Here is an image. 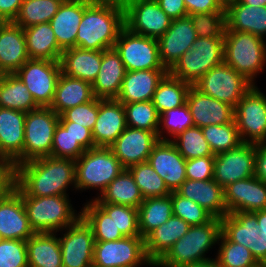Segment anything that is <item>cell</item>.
Listing matches in <instances>:
<instances>
[{
    "label": "cell",
    "instance_id": "1",
    "mask_svg": "<svg viewBox=\"0 0 266 267\" xmlns=\"http://www.w3.org/2000/svg\"><path fill=\"white\" fill-rule=\"evenodd\" d=\"M16 185L34 197L68 195L69 185L75 188V160L52 156L33 159L15 167Z\"/></svg>",
    "mask_w": 266,
    "mask_h": 267
},
{
    "label": "cell",
    "instance_id": "2",
    "mask_svg": "<svg viewBox=\"0 0 266 267\" xmlns=\"http://www.w3.org/2000/svg\"><path fill=\"white\" fill-rule=\"evenodd\" d=\"M124 27L122 0H93L84 10L76 47L98 51L114 48Z\"/></svg>",
    "mask_w": 266,
    "mask_h": 267
},
{
    "label": "cell",
    "instance_id": "3",
    "mask_svg": "<svg viewBox=\"0 0 266 267\" xmlns=\"http://www.w3.org/2000/svg\"><path fill=\"white\" fill-rule=\"evenodd\" d=\"M221 233V218L212 217L207 223L190 226L154 266L185 267L210 260L205 253L219 243Z\"/></svg>",
    "mask_w": 266,
    "mask_h": 267
},
{
    "label": "cell",
    "instance_id": "4",
    "mask_svg": "<svg viewBox=\"0 0 266 267\" xmlns=\"http://www.w3.org/2000/svg\"><path fill=\"white\" fill-rule=\"evenodd\" d=\"M30 226L35 233H56L75 223L81 216L76 214L68 195L34 197L27 196L17 185Z\"/></svg>",
    "mask_w": 266,
    "mask_h": 267
},
{
    "label": "cell",
    "instance_id": "5",
    "mask_svg": "<svg viewBox=\"0 0 266 267\" xmlns=\"http://www.w3.org/2000/svg\"><path fill=\"white\" fill-rule=\"evenodd\" d=\"M223 53L224 63L255 85V76L263 71L266 63L264 39L251 33L225 31Z\"/></svg>",
    "mask_w": 266,
    "mask_h": 267
},
{
    "label": "cell",
    "instance_id": "6",
    "mask_svg": "<svg viewBox=\"0 0 266 267\" xmlns=\"http://www.w3.org/2000/svg\"><path fill=\"white\" fill-rule=\"evenodd\" d=\"M110 147H94L75 160V189H99L100 194L124 170Z\"/></svg>",
    "mask_w": 266,
    "mask_h": 267
},
{
    "label": "cell",
    "instance_id": "7",
    "mask_svg": "<svg viewBox=\"0 0 266 267\" xmlns=\"http://www.w3.org/2000/svg\"><path fill=\"white\" fill-rule=\"evenodd\" d=\"M224 38L197 37L168 70L173 77L194 85L210 69L224 62Z\"/></svg>",
    "mask_w": 266,
    "mask_h": 267
},
{
    "label": "cell",
    "instance_id": "8",
    "mask_svg": "<svg viewBox=\"0 0 266 267\" xmlns=\"http://www.w3.org/2000/svg\"><path fill=\"white\" fill-rule=\"evenodd\" d=\"M59 115L50 107H39L26 113L23 163L51 156L54 131Z\"/></svg>",
    "mask_w": 266,
    "mask_h": 267
},
{
    "label": "cell",
    "instance_id": "9",
    "mask_svg": "<svg viewBox=\"0 0 266 267\" xmlns=\"http://www.w3.org/2000/svg\"><path fill=\"white\" fill-rule=\"evenodd\" d=\"M194 86L200 92L235 108L254 84L223 62L210 69Z\"/></svg>",
    "mask_w": 266,
    "mask_h": 267
},
{
    "label": "cell",
    "instance_id": "10",
    "mask_svg": "<svg viewBox=\"0 0 266 267\" xmlns=\"http://www.w3.org/2000/svg\"><path fill=\"white\" fill-rule=\"evenodd\" d=\"M114 49L119 53L126 71L167 70L160 60L155 38L134 34L124 27Z\"/></svg>",
    "mask_w": 266,
    "mask_h": 267
},
{
    "label": "cell",
    "instance_id": "11",
    "mask_svg": "<svg viewBox=\"0 0 266 267\" xmlns=\"http://www.w3.org/2000/svg\"><path fill=\"white\" fill-rule=\"evenodd\" d=\"M234 120L242 143H266V96L257 86L237 103Z\"/></svg>",
    "mask_w": 266,
    "mask_h": 267
},
{
    "label": "cell",
    "instance_id": "12",
    "mask_svg": "<svg viewBox=\"0 0 266 267\" xmlns=\"http://www.w3.org/2000/svg\"><path fill=\"white\" fill-rule=\"evenodd\" d=\"M141 264L154 267L147 258L143 237L95 241L93 267H139Z\"/></svg>",
    "mask_w": 266,
    "mask_h": 267
},
{
    "label": "cell",
    "instance_id": "13",
    "mask_svg": "<svg viewBox=\"0 0 266 267\" xmlns=\"http://www.w3.org/2000/svg\"><path fill=\"white\" fill-rule=\"evenodd\" d=\"M125 28L151 38H160L170 27L172 19L156 0H122Z\"/></svg>",
    "mask_w": 266,
    "mask_h": 267
},
{
    "label": "cell",
    "instance_id": "14",
    "mask_svg": "<svg viewBox=\"0 0 266 267\" xmlns=\"http://www.w3.org/2000/svg\"><path fill=\"white\" fill-rule=\"evenodd\" d=\"M15 74L26 85L39 107L51 106L61 74L59 61L29 59Z\"/></svg>",
    "mask_w": 266,
    "mask_h": 267
},
{
    "label": "cell",
    "instance_id": "15",
    "mask_svg": "<svg viewBox=\"0 0 266 267\" xmlns=\"http://www.w3.org/2000/svg\"><path fill=\"white\" fill-rule=\"evenodd\" d=\"M59 237L63 267H93L94 233L81 216Z\"/></svg>",
    "mask_w": 266,
    "mask_h": 267
},
{
    "label": "cell",
    "instance_id": "16",
    "mask_svg": "<svg viewBox=\"0 0 266 267\" xmlns=\"http://www.w3.org/2000/svg\"><path fill=\"white\" fill-rule=\"evenodd\" d=\"M222 233L232 242L249 248L259 264H266V241L259 234L253 212H233L221 218Z\"/></svg>",
    "mask_w": 266,
    "mask_h": 267
},
{
    "label": "cell",
    "instance_id": "17",
    "mask_svg": "<svg viewBox=\"0 0 266 267\" xmlns=\"http://www.w3.org/2000/svg\"><path fill=\"white\" fill-rule=\"evenodd\" d=\"M255 144L241 143L237 148L215 155L213 179L223 188L254 176Z\"/></svg>",
    "mask_w": 266,
    "mask_h": 267
},
{
    "label": "cell",
    "instance_id": "18",
    "mask_svg": "<svg viewBox=\"0 0 266 267\" xmlns=\"http://www.w3.org/2000/svg\"><path fill=\"white\" fill-rule=\"evenodd\" d=\"M158 131L126 127L110 146L122 166L128 169L135 164L147 162L151 150L160 141Z\"/></svg>",
    "mask_w": 266,
    "mask_h": 267
},
{
    "label": "cell",
    "instance_id": "19",
    "mask_svg": "<svg viewBox=\"0 0 266 267\" xmlns=\"http://www.w3.org/2000/svg\"><path fill=\"white\" fill-rule=\"evenodd\" d=\"M26 112L0 107V162L23 163Z\"/></svg>",
    "mask_w": 266,
    "mask_h": 267
},
{
    "label": "cell",
    "instance_id": "20",
    "mask_svg": "<svg viewBox=\"0 0 266 267\" xmlns=\"http://www.w3.org/2000/svg\"><path fill=\"white\" fill-rule=\"evenodd\" d=\"M227 214L266 209V183L255 176L235 181L224 188Z\"/></svg>",
    "mask_w": 266,
    "mask_h": 267
},
{
    "label": "cell",
    "instance_id": "21",
    "mask_svg": "<svg viewBox=\"0 0 266 267\" xmlns=\"http://www.w3.org/2000/svg\"><path fill=\"white\" fill-rule=\"evenodd\" d=\"M148 162L170 192H175L186 178V159L171 141H159L151 150Z\"/></svg>",
    "mask_w": 266,
    "mask_h": 267
},
{
    "label": "cell",
    "instance_id": "22",
    "mask_svg": "<svg viewBox=\"0 0 266 267\" xmlns=\"http://www.w3.org/2000/svg\"><path fill=\"white\" fill-rule=\"evenodd\" d=\"M196 38L197 34L189 16L172 20L168 30L157 39L159 56L164 67L169 70L191 49Z\"/></svg>",
    "mask_w": 266,
    "mask_h": 267
},
{
    "label": "cell",
    "instance_id": "23",
    "mask_svg": "<svg viewBox=\"0 0 266 267\" xmlns=\"http://www.w3.org/2000/svg\"><path fill=\"white\" fill-rule=\"evenodd\" d=\"M194 126L203 128L211 124L224 125L234 121V107L200 92L194 85L187 94Z\"/></svg>",
    "mask_w": 266,
    "mask_h": 267
},
{
    "label": "cell",
    "instance_id": "24",
    "mask_svg": "<svg viewBox=\"0 0 266 267\" xmlns=\"http://www.w3.org/2000/svg\"><path fill=\"white\" fill-rule=\"evenodd\" d=\"M126 127L123 104L117 99L98 98V116L92 130L95 147H110Z\"/></svg>",
    "mask_w": 266,
    "mask_h": 267
},
{
    "label": "cell",
    "instance_id": "25",
    "mask_svg": "<svg viewBox=\"0 0 266 267\" xmlns=\"http://www.w3.org/2000/svg\"><path fill=\"white\" fill-rule=\"evenodd\" d=\"M33 234L22 197L14 190L0 202V236L27 241Z\"/></svg>",
    "mask_w": 266,
    "mask_h": 267
},
{
    "label": "cell",
    "instance_id": "26",
    "mask_svg": "<svg viewBox=\"0 0 266 267\" xmlns=\"http://www.w3.org/2000/svg\"><path fill=\"white\" fill-rule=\"evenodd\" d=\"M29 56L24 30L14 22L0 25V75L14 74Z\"/></svg>",
    "mask_w": 266,
    "mask_h": 267
},
{
    "label": "cell",
    "instance_id": "27",
    "mask_svg": "<svg viewBox=\"0 0 266 267\" xmlns=\"http://www.w3.org/2000/svg\"><path fill=\"white\" fill-rule=\"evenodd\" d=\"M93 0H64L50 20L58 46L62 49L76 47V36L85 8Z\"/></svg>",
    "mask_w": 266,
    "mask_h": 267
},
{
    "label": "cell",
    "instance_id": "28",
    "mask_svg": "<svg viewBox=\"0 0 266 267\" xmlns=\"http://www.w3.org/2000/svg\"><path fill=\"white\" fill-rule=\"evenodd\" d=\"M176 192L203 207L213 217L223 218L227 214L224 201V188L214 179H186Z\"/></svg>",
    "mask_w": 266,
    "mask_h": 267
},
{
    "label": "cell",
    "instance_id": "29",
    "mask_svg": "<svg viewBox=\"0 0 266 267\" xmlns=\"http://www.w3.org/2000/svg\"><path fill=\"white\" fill-rule=\"evenodd\" d=\"M125 74L126 69L119 53L114 48L103 50L100 70L92 84L94 97L116 99Z\"/></svg>",
    "mask_w": 266,
    "mask_h": 267
},
{
    "label": "cell",
    "instance_id": "30",
    "mask_svg": "<svg viewBox=\"0 0 266 267\" xmlns=\"http://www.w3.org/2000/svg\"><path fill=\"white\" fill-rule=\"evenodd\" d=\"M168 70L126 71L116 98L122 104L150 101Z\"/></svg>",
    "mask_w": 266,
    "mask_h": 267
},
{
    "label": "cell",
    "instance_id": "31",
    "mask_svg": "<svg viewBox=\"0 0 266 267\" xmlns=\"http://www.w3.org/2000/svg\"><path fill=\"white\" fill-rule=\"evenodd\" d=\"M102 53L78 47L65 49L59 61L61 73L93 84L100 70Z\"/></svg>",
    "mask_w": 266,
    "mask_h": 267
},
{
    "label": "cell",
    "instance_id": "32",
    "mask_svg": "<svg viewBox=\"0 0 266 267\" xmlns=\"http://www.w3.org/2000/svg\"><path fill=\"white\" fill-rule=\"evenodd\" d=\"M189 228L186 221L172 214L167 222L151 231L144 242L147 258L152 264L155 265Z\"/></svg>",
    "mask_w": 266,
    "mask_h": 267
},
{
    "label": "cell",
    "instance_id": "33",
    "mask_svg": "<svg viewBox=\"0 0 266 267\" xmlns=\"http://www.w3.org/2000/svg\"><path fill=\"white\" fill-rule=\"evenodd\" d=\"M226 31L251 33L265 38L266 6H250L235 0L226 8Z\"/></svg>",
    "mask_w": 266,
    "mask_h": 267
},
{
    "label": "cell",
    "instance_id": "34",
    "mask_svg": "<svg viewBox=\"0 0 266 267\" xmlns=\"http://www.w3.org/2000/svg\"><path fill=\"white\" fill-rule=\"evenodd\" d=\"M92 84L60 74L50 108L59 116L67 109L93 100Z\"/></svg>",
    "mask_w": 266,
    "mask_h": 267
},
{
    "label": "cell",
    "instance_id": "35",
    "mask_svg": "<svg viewBox=\"0 0 266 267\" xmlns=\"http://www.w3.org/2000/svg\"><path fill=\"white\" fill-rule=\"evenodd\" d=\"M23 30L30 59L60 61L63 50L58 46L49 22L32 25Z\"/></svg>",
    "mask_w": 266,
    "mask_h": 267
},
{
    "label": "cell",
    "instance_id": "36",
    "mask_svg": "<svg viewBox=\"0 0 266 267\" xmlns=\"http://www.w3.org/2000/svg\"><path fill=\"white\" fill-rule=\"evenodd\" d=\"M56 235L35 233L26 241L29 267H63L59 238Z\"/></svg>",
    "mask_w": 266,
    "mask_h": 267
},
{
    "label": "cell",
    "instance_id": "37",
    "mask_svg": "<svg viewBox=\"0 0 266 267\" xmlns=\"http://www.w3.org/2000/svg\"><path fill=\"white\" fill-rule=\"evenodd\" d=\"M94 201L96 203L126 205L138 209L144 198L133 175L128 169H124Z\"/></svg>",
    "mask_w": 266,
    "mask_h": 267
},
{
    "label": "cell",
    "instance_id": "38",
    "mask_svg": "<svg viewBox=\"0 0 266 267\" xmlns=\"http://www.w3.org/2000/svg\"><path fill=\"white\" fill-rule=\"evenodd\" d=\"M0 107L26 113L39 108L26 85L15 73L0 75Z\"/></svg>",
    "mask_w": 266,
    "mask_h": 267
},
{
    "label": "cell",
    "instance_id": "39",
    "mask_svg": "<svg viewBox=\"0 0 266 267\" xmlns=\"http://www.w3.org/2000/svg\"><path fill=\"white\" fill-rule=\"evenodd\" d=\"M171 194L168 196L146 198L138 207L139 231L145 238L155 228L161 226L172 216Z\"/></svg>",
    "mask_w": 266,
    "mask_h": 267
},
{
    "label": "cell",
    "instance_id": "40",
    "mask_svg": "<svg viewBox=\"0 0 266 267\" xmlns=\"http://www.w3.org/2000/svg\"><path fill=\"white\" fill-rule=\"evenodd\" d=\"M191 84L167 73L159 82L152 102L159 115L163 112L186 104Z\"/></svg>",
    "mask_w": 266,
    "mask_h": 267
},
{
    "label": "cell",
    "instance_id": "41",
    "mask_svg": "<svg viewBox=\"0 0 266 267\" xmlns=\"http://www.w3.org/2000/svg\"><path fill=\"white\" fill-rule=\"evenodd\" d=\"M125 110L126 125L131 128L143 129L148 131H158L157 135L161 141H171V139L162 136V130L159 128V118L156 107L152 100L144 102H134L123 104Z\"/></svg>",
    "mask_w": 266,
    "mask_h": 267
},
{
    "label": "cell",
    "instance_id": "42",
    "mask_svg": "<svg viewBox=\"0 0 266 267\" xmlns=\"http://www.w3.org/2000/svg\"><path fill=\"white\" fill-rule=\"evenodd\" d=\"M82 217L92 227L95 241H117L124 236L117 230L114 220L94 201L81 209Z\"/></svg>",
    "mask_w": 266,
    "mask_h": 267
},
{
    "label": "cell",
    "instance_id": "43",
    "mask_svg": "<svg viewBox=\"0 0 266 267\" xmlns=\"http://www.w3.org/2000/svg\"><path fill=\"white\" fill-rule=\"evenodd\" d=\"M64 0H23L14 23L27 28L32 25L48 23L57 13Z\"/></svg>",
    "mask_w": 266,
    "mask_h": 267
},
{
    "label": "cell",
    "instance_id": "44",
    "mask_svg": "<svg viewBox=\"0 0 266 267\" xmlns=\"http://www.w3.org/2000/svg\"><path fill=\"white\" fill-rule=\"evenodd\" d=\"M128 170L133 175L135 183L139 187L144 199L171 194L164 180L152 168L148 161L130 166Z\"/></svg>",
    "mask_w": 266,
    "mask_h": 267
},
{
    "label": "cell",
    "instance_id": "45",
    "mask_svg": "<svg viewBox=\"0 0 266 267\" xmlns=\"http://www.w3.org/2000/svg\"><path fill=\"white\" fill-rule=\"evenodd\" d=\"M201 129L214 155L237 148L242 143L235 120L224 125L211 124Z\"/></svg>",
    "mask_w": 266,
    "mask_h": 267
},
{
    "label": "cell",
    "instance_id": "46",
    "mask_svg": "<svg viewBox=\"0 0 266 267\" xmlns=\"http://www.w3.org/2000/svg\"><path fill=\"white\" fill-rule=\"evenodd\" d=\"M171 142L186 160L215 156L203 135L202 129L197 126L187 128L173 138Z\"/></svg>",
    "mask_w": 266,
    "mask_h": 267
},
{
    "label": "cell",
    "instance_id": "47",
    "mask_svg": "<svg viewBox=\"0 0 266 267\" xmlns=\"http://www.w3.org/2000/svg\"><path fill=\"white\" fill-rule=\"evenodd\" d=\"M219 241L221 245L215 259L220 267H258L260 265L249 248L230 241L223 233Z\"/></svg>",
    "mask_w": 266,
    "mask_h": 267
},
{
    "label": "cell",
    "instance_id": "48",
    "mask_svg": "<svg viewBox=\"0 0 266 267\" xmlns=\"http://www.w3.org/2000/svg\"><path fill=\"white\" fill-rule=\"evenodd\" d=\"M97 204L114 220L117 230L124 237L141 236L137 208L111 203Z\"/></svg>",
    "mask_w": 266,
    "mask_h": 267
},
{
    "label": "cell",
    "instance_id": "49",
    "mask_svg": "<svg viewBox=\"0 0 266 267\" xmlns=\"http://www.w3.org/2000/svg\"><path fill=\"white\" fill-rule=\"evenodd\" d=\"M188 16L197 37L224 38L227 28L226 12L194 13Z\"/></svg>",
    "mask_w": 266,
    "mask_h": 267
},
{
    "label": "cell",
    "instance_id": "50",
    "mask_svg": "<svg viewBox=\"0 0 266 267\" xmlns=\"http://www.w3.org/2000/svg\"><path fill=\"white\" fill-rule=\"evenodd\" d=\"M173 215L182 218L190 226L207 223L213 216L203 207L179 195L176 191L171 192Z\"/></svg>",
    "mask_w": 266,
    "mask_h": 267
},
{
    "label": "cell",
    "instance_id": "51",
    "mask_svg": "<svg viewBox=\"0 0 266 267\" xmlns=\"http://www.w3.org/2000/svg\"><path fill=\"white\" fill-rule=\"evenodd\" d=\"M86 150L74 139L69 130L58 124L54 131L51 156L55 158H68L76 160Z\"/></svg>",
    "mask_w": 266,
    "mask_h": 267
},
{
    "label": "cell",
    "instance_id": "52",
    "mask_svg": "<svg viewBox=\"0 0 266 267\" xmlns=\"http://www.w3.org/2000/svg\"><path fill=\"white\" fill-rule=\"evenodd\" d=\"M159 125V128L163 125L161 129L165 128L167 133L174 138L187 128L193 127L194 123L188 105L184 104L163 112L159 118Z\"/></svg>",
    "mask_w": 266,
    "mask_h": 267
},
{
    "label": "cell",
    "instance_id": "53",
    "mask_svg": "<svg viewBox=\"0 0 266 267\" xmlns=\"http://www.w3.org/2000/svg\"><path fill=\"white\" fill-rule=\"evenodd\" d=\"M0 267H29L26 241H0Z\"/></svg>",
    "mask_w": 266,
    "mask_h": 267
},
{
    "label": "cell",
    "instance_id": "54",
    "mask_svg": "<svg viewBox=\"0 0 266 267\" xmlns=\"http://www.w3.org/2000/svg\"><path fill=\"white\" fill-rule=\"evenodd\" d=\"M98 116V98L67 109L59 116V121H70L78 123L91 131L95 126Z\"/></svg>",
    "mask_w": 266,
    "mask_h": 267
},
{
    "label": "cell",
    "instance_id": "55",
    "mask_svg": "<svg viewBox=\"0 0 266 267\" xmlns=\"http://www.w3.org/2000/svg\"><path fill=\"white\" fill-rule=\"evenodd\" d=\"M215 156H204L186 160V178L190 180H211L214 177Z\"/></svg>",
    "mask_w": 266,
    "mask_h": 267
},
{
    "label": "cell",
    "instance_id": "56",
    "mask_svg": "<svg viewBox=\"0 0 266 267\" xmlns=\"http://www.w3.org/2000/svg\"><path fill=\"white\" fill-rule=\"evenodd\" d=\"M16 186V169L13 164L0 162V202L4 200Z\"/></svg>",
    "mask_w": 266,
    "mask_h": 267
},
{
    "label": "cell",
    "instance_id": "57",
    "mask_svg": "<svg viewBox=\"0 0 266 267\" xmlns=\"http://www.w3.org/2000/svg\"><path fill=\"white\" fill-rule=\"evenodd\" d=\"M59 124L65 129L69 130L70 134L77 140L80 145L89 150L95 147L92 137V131L84 126H80L78 123L70 121H59Z\"/></svg>",
    "mask_w": 266,
    "mask_h": 267
},
{
    "label": "cell",
    "instance_id": "58",
    "mask_svg": "<svg viewBox=\"0 0 266 267\" xmlns=\"http://www.w3.org/2000/svg\"><path fill=\"white\" fill-rule=\"evenodd\" d=\"M188 15L194 13L226 12L218 0H183Z\"/></svg>",
    "mask_w": 266,
    "mask_h": 267
},
{
    "label": "cell",
    "instance_id": "59",
    "mask_svg": "<svg viewBox=\"0 0 266 267\" xmlns=\"http://www.w3.org/2000/svg\"><path fill=\"white\" fill-rule=\"evenodd\" d=\"M160 8L172 19L188 16L183 0H156Z\"/></svg>",
    "mask_w": 266,
    "mask_h": 267
},
{
    "label": "cell",
    "instance_id": "60",
    "mask_svg": "<svg viewBox=\"0 0 266 267\" xmlns=\"http://www.w3.org/2000/svg\"><path fill=\"white\" fill-rule=\"evenodd\" d=\"M254 176L266 183V143L255 144Z\"/></svg>",
    "mask_w": 266,
    "mask_h": 267
},
{
    "label": "cell",
    "instance_id": "61",
    "mask_svg": "<svg viewBox=\"0 0 266 267\" xmlns=\"http://www.w3.org/2000/svg\"><path fill=\"white\" fill-rule=\"evenodd\" d=\"M23 0H0V20L2 22H14Z\"/></svg>",
    "mask_w": 266,
    "mask_h": 267
},
{
    "label": "cell",
    "instance_id": "62",
    "mask_svg": "<svg viewBox=\"0 0 266 267\" xmlns=\"http://www.w3.org/2000/svg\"><path fill=\"white\" fill-rule=\"evenodd\" d=\"M257 216L260 225L259 234L266 241V209L253 212Z\"/></svg>",
    "mask_w": 266,
    "mask_h": 267
},
{
    "label": "cell",
    "instance_id": "63",
    "mask_svg": "<svg viewBox=\"0 0 266 267\" xmlns=\"http://www.w3.org/2000/svg\"><path fill=\"white\" fill-rule=\"evenodd\" d=\"M185 267H220L216 259H210L204 262H199L193 265H188Z\"/></svg>",
    "mask_w": 266,
    "mask_h": 267
},
{
    "label": "cell",
    "instance_id": "64",
    "mask_svg": "<svg viewBox=\"0 0 266 267\" xmlns=\"http://www.w3.org/2000/svg\"><path fill=\"white\" fill-rule=\"evenodd\" d=\"M240 3L247 4L250 6H266V0H238Z\"/></svg>",
    "mask_w": 266,
    "mask_h": 267
},
{
    "label": "cell",
    "instance_id": "65",
    "mask_svg": "<svg viewBox=\"0 0 266 267\" xmlns=\"http://www.w3.org/2000/svg\"><path fill=\"white\" fill-rule=\"evenodd\" d=\"M220 2V4L226 8L229 4H231L232 2H234L235 0H218Z\"/></svg>",
    "mask_w": 266,
    "mask_h": 267
},
{
    "label": "cell",
    "instance_id": "66",
    "mask_svg": "<svg viewBox=\"0 0 266 267\" xmlns=\"http://www.w3.org/2000/svg\"><path fill=\"white\" fill-rule=\"evenodd\" d=\"M258 267H266V264H260Z\"/></svg>",
    "mask_w": 266,
    "mask_h": 267
}]
</instances>
